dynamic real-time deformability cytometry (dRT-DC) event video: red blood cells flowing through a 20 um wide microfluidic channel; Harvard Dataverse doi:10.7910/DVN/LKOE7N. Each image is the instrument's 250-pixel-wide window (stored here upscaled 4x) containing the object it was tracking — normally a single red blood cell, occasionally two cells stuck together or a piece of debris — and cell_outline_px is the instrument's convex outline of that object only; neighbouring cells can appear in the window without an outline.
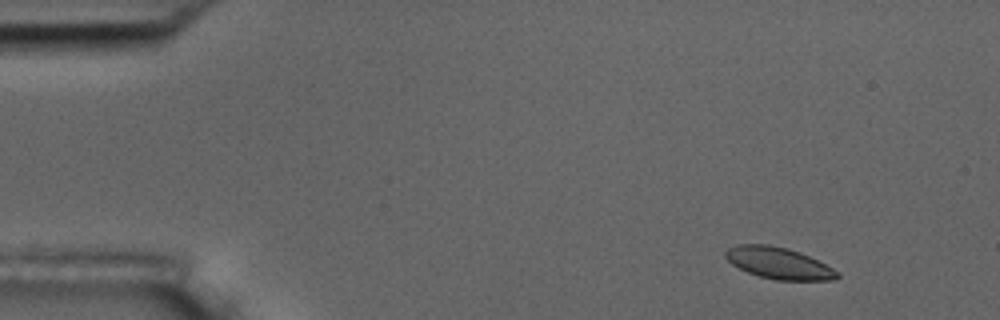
{"species": "common noctule bat (a hibernating species)", "species_latin": "Nyctalus noctula", "temperature_condition": "room temperature", "stored_images_in_passage": 53, "camera_frame_rate_fps": 3000, "um_per_image_px": 0.085, "animal": {"sex": "male", "body_mass_g": 17.5, "forearm_length_mm": 52.3}, "frame": {"image": 1, "passage_image": 2, "time_ms": 0.333, "image_size_px": [1000, 320], "cell_outline_px": [[840, 276], [836, 280], [776, 280], [760, 276], [748, 272], [732, 264], [724, 256], [724, 252], [728, 248], [736, 244], [768, 244], [788, 248], [800, 252], [832, 268]], "centroid_in_image_um": [66.15, 22.35], "position_along_channel_um": 18.8, "area_um2": 20.4}}
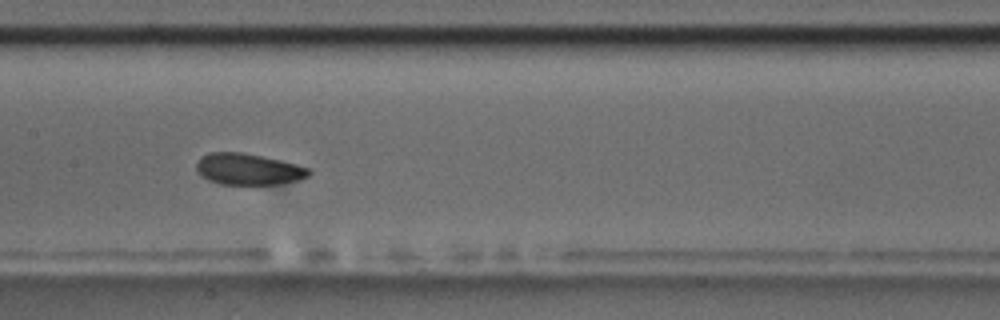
{"frame": {"image": 2, "passage_image": 24, "time_ms": 7.667, "image_size_px": [1000, 320], "cell_outline_px": [[312, 172], [308, 176], [300, 180], [276, 184], [220, 184], [208, 180], [200, 176], [196, 172], [196, 164], [200, 156], [208, 152], [240, 152], [280, 160], [312, 168]], "centroid_in_image_um": [21.09, 14.38], "position_along_channel_um": 186.3, "area_um2": 20.75}}
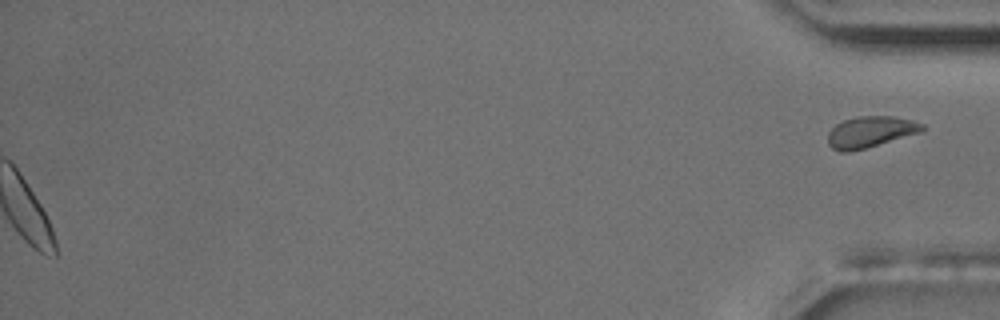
{"frame": {"image": 3, "passage_image": 53, "time_ms": 17.333, "image_size_px": [1000, 320], "cell_outline_px": [[924, 132], [864, 148], [848, 152], [840, 152], [832, 148], [828, 144], [828, 132], [836, 124], [844, 120], [856, 116], [896, 116], [912, 120], [924, 124]], "centroid_in_image_um": [74.01, 11.2], "position_along_channel_um": 361.2, "area_um2": 17.28}}